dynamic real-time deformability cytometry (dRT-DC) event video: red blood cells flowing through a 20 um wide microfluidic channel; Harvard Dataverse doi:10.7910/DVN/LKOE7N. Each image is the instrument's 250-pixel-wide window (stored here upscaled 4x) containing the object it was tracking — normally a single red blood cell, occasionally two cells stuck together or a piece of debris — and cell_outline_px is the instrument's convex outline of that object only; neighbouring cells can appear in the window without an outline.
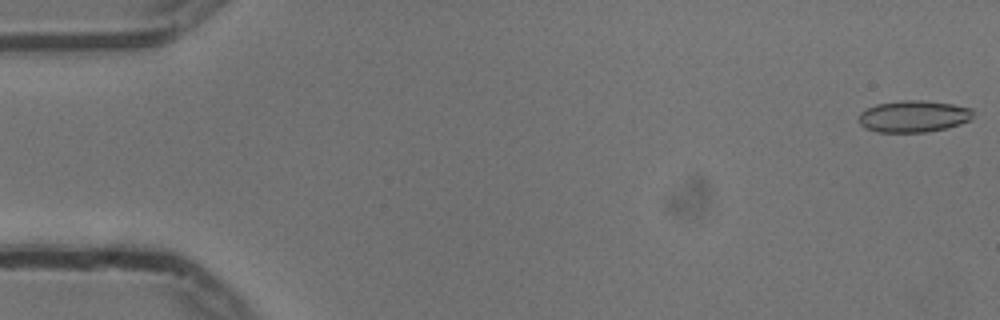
{"species": "common noctule bat (a hibernating species)", "species_latin": "Nyctalus noctula", "temperature_condition": "cold", "stored_images_in_passage": 48, "camera_frame_rate_fps": 3000, "um_per_image_px": 0.085, "animal": {"sex": "male", "body_mass_g": 13.3}, "frame": {"image": 1, "passage_image": 1, "time_ms": 0.0, "image_size_px": [1000, 320], "cell_outline_px": [[972, 120], [960, 124], [944, 128], [924, 132], [876, 132], [864, 128], [860, 124], [860, 112], [876, 104], [900, 100], [924, 100], [952, 104], [972, 108]], "centroid_in_image_um": [77.65, 9.88], "position_along_channel_um": 7.4, "area_um2": 21.15}}
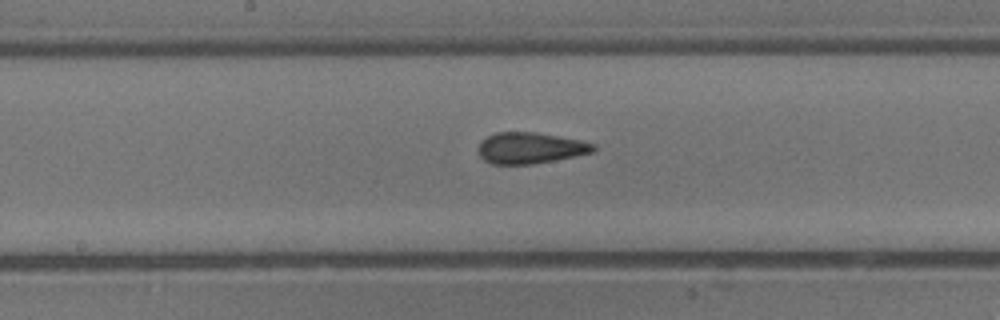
{"frame": {"image": 2, "passage_image": 28, "time_ms": 9.0, "image_size_px": [1000, 320], "cell_outline_px": [[596, 148], [592, 152], [556, 160], [532, 164], [492, 164], [484, 160], [480, 156], [480, 140], [496, 132], [536, 132], [560, 136], [580, 140], [596, 144]], "centroid_in_image_um": [45.08, 12.57], "position_along_channel_um": 203.1, "area_um2": 20.87}}
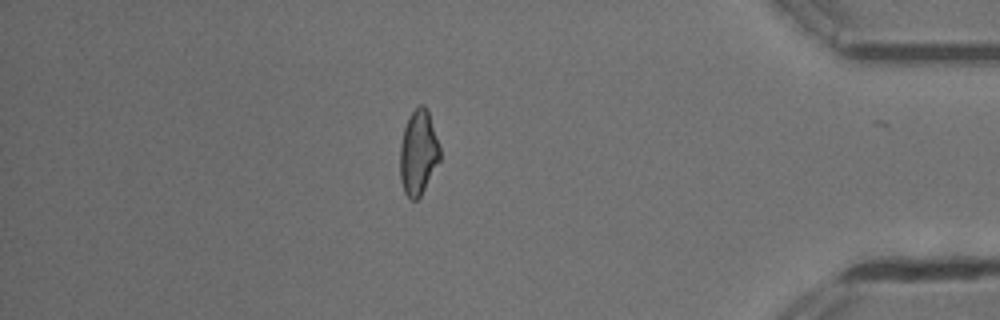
{"frame": {"image": 3, "passage_image": 47, "time_ms": 15.333, "image_size_px": [1000, 320], "cell_outline_px": [[440, 160], [420, 196], [416, 200], [412, 200], [404, 192], [400, 180], [400, 144], [404, 128], [412, 112], [420, 104], [424, 104], [428, 112], [440, 144]], "centroid_in_image_um": [35.56, 12.98], "position_along_channel_um": 399.6, "area_um2": 19.59}, "authors_computed_cell_mechanics": {"area_um2": 21.1259, "velocity_mm_per_s": 3.7429, "shape_relaxation_time_tau1_ms": 7.9578, "shape_relaxation_time_tau2_ms": 1.5392, "deformation_change_tau1": 0.1552, "deformation_change_tau2": 0.0833}}